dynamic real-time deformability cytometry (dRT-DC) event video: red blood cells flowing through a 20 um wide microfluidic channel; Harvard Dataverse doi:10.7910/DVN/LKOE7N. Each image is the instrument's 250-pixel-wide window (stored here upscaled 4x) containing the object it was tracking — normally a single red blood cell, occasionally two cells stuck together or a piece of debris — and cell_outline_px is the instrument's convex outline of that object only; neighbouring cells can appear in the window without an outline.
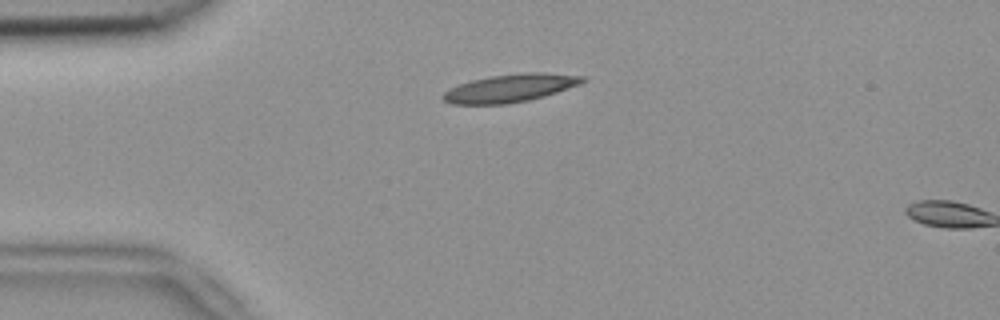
{"species": "common noctule bat (a hibernating species)", "species_latin": "Nyctalus noctula", "temperature_condition": "room temperature", "stored_images_in_passage": 5, "camera_frame_rate_fps": 3000, "um_per_image_px": 0.085, "animal": {"sex": "female", "body_mass_g": 18.4}, "frame": {"image": 1, "passage_image": 5, "time_ms": 1.333, "image_size_px": [1000, 320], "cell_outline_px": [[588, 80], [580, 84], [544, 96], [528, 100], [508, 104], [452, 104], [444, 100], [440, 96], [448, 88], [472, 80], [488, 76], [528, 72], [544, 72], [588, 76]], "centroid_in_image_um": [43.39, 7.48], "position_along_channel_um": 41.6, "area_um2": 22.89}}